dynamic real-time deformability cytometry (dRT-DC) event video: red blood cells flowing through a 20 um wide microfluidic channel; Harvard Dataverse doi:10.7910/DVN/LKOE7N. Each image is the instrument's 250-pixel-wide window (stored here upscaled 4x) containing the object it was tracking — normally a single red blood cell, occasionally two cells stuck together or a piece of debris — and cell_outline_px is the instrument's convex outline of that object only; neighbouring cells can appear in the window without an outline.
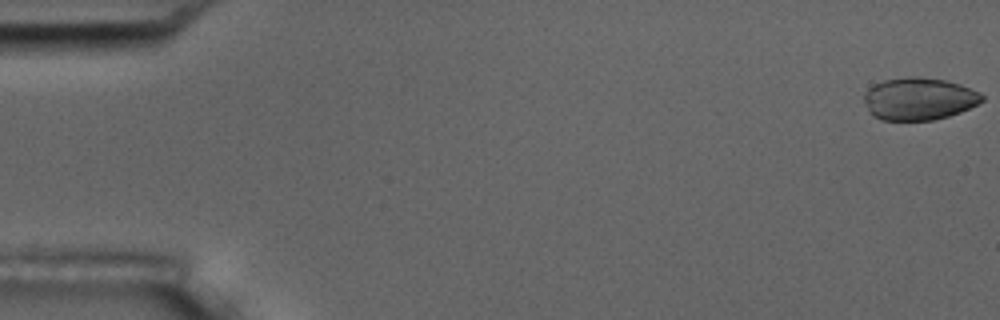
{"species": "common noctule bat (a hibernating species)", "species_latin": "Nyctalus noctula", "temperature_condition": "room temperature", "stored_images_in_passage": 55, "camera_frame_rate_fps": 3000, "um_per_image_px": 0.085, "animal": {"sex": "male", "body_mass_g": 17.5, "forearm_length_mm": 52.3}, "frame": {"image": 1, "passage_image": 1, "time_ms": 0.0, "image_size_px": [1000, 320], "cell_outline_px": [[984, 100], [960, 112], [948, 116], [932, 120], [880, 120], [872, 116], [864, 100], [864, 92], [868, 88], [884, 80], [908, 76], [916, 76], [944, 80], [960, 84], [980, 92], [984, 96]], "centroid_in_image_um": [78.1, 8.39], "position_along_channel_um": 6.9, "area_um2": 29.13}}
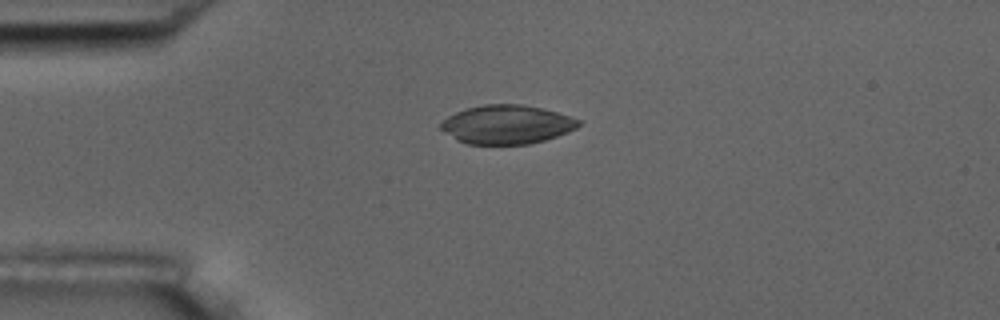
{"frame": {"image": 2, "passage_image": 14, "time_ms": 4.333, "image_size_px": [1000, 320], "cell_outline_px": [[584, 120], [576, 128], [568, 132], [544, 140], [528, 144], [468, 144], [456, 140], [440, 128], [440, 124], [448, 116], [456, 112], [468, 108], [484, 104], [520, 104], [540, 108], [556, 112]], "centroid_in_image_um": [43.09, 10.58], "position_along_channel_um": 41.9, "area_um2": 31.04}}
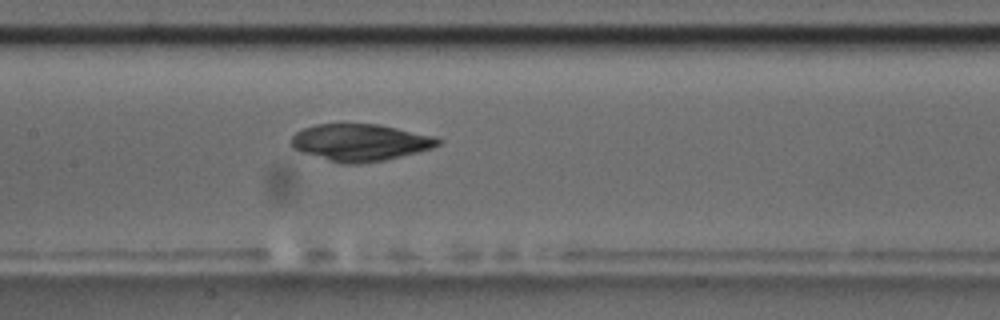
{"frame": {"image": 3, "passage_image": 27, "time_ms": 8.667, "image_size_px": [1000, 320], "cell_outline_px": [[444, 140], [440, 144], [432, 148], [384, 160], [360, 164], [340, 164], [300, 152], [292, 148], [292, 136], [296, 132], [304, 128], [316, 124], [380, 124], [436, 136]], "centroid_in_image_um": [30.62, 12.11], "position_along_channel_um": 176.8, "area_um2": 31.85}}